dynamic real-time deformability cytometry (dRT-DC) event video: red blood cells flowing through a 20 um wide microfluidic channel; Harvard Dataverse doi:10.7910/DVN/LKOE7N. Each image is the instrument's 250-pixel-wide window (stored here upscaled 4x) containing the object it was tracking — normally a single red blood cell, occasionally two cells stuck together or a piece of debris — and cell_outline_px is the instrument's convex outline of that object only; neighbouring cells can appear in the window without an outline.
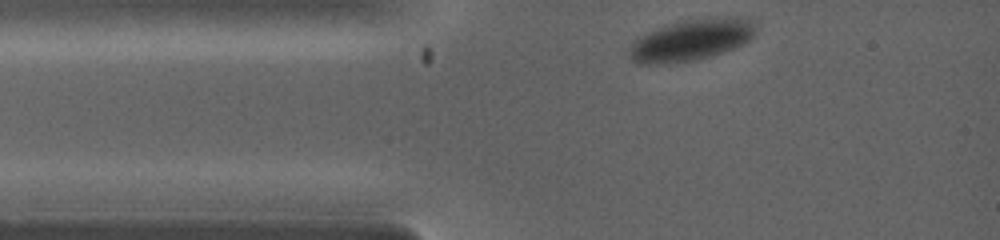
{"species": "common noctule bat (a hibernating species)", "species_latin": "Nyctalus noctula", "temperature_condition": "warm", "stored_images_in_passage": 3, "camera_frame_rate_fps": 5000, "um_per_image_px": 0.085, "animal": {"sex": "female", "body_mass_g": 19.0, "forearm_length_mm": 53.3}, "frame": {"image": 1, "passage_image": 1, "time_ms": 0.0, "image_size_px": [1000, 240], "cell_outline_px": [[756, 32], [744, 44], [712, 56], [696, 60], [668, 64], [636, 64], [628, 56], [628, 52], [636, 36], [676, 20], [708, 16], [744, 16], [752, 20], [756, 24]], "centroid_in_image_um": [58.75, 3.36], "position_along_channel_um": 26.2, "area_um2": 31.73}}